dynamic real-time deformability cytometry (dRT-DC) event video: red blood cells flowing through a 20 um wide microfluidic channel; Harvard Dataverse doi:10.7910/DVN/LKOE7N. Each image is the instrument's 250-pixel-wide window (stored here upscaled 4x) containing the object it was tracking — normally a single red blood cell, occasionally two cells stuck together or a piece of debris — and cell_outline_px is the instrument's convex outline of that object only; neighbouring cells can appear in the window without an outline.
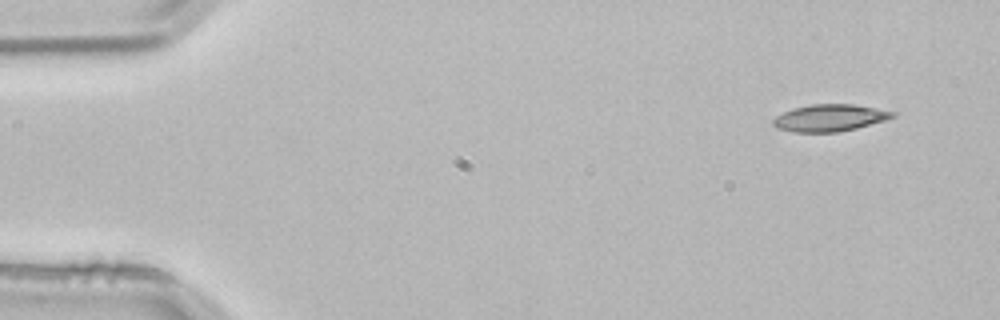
{"species": "common noctule bat (a hibernating species)", "species_latin": "Nyctalus noctula", "temperature_condition": "room temperature", "stored_images_in_passage": 4, "camera_frame_rate_fps": 3000, "um_per_image_px": 0.085, "animal": {"sex": "male", "body_mass_g": 21.5, "forearm_length_mm": 52.0}, "frame": {"image": 1, "passage_image": 1, "time_ms": 0.0, "image_size_px": [1000, 320], "cell_outline_px": [[896, 116], [888, 120], [856, 128], [836, 132], [792, 132], [776, 128], [772, 124], [772, 120], [776, 116], [792, 108], [812, 104], [852, 104], [876, 108], [896, 112]], "centroid_in_image_um": [70.53, 10.02], "position_along_channel_um": 14.5, "area_um2": 18.9}}
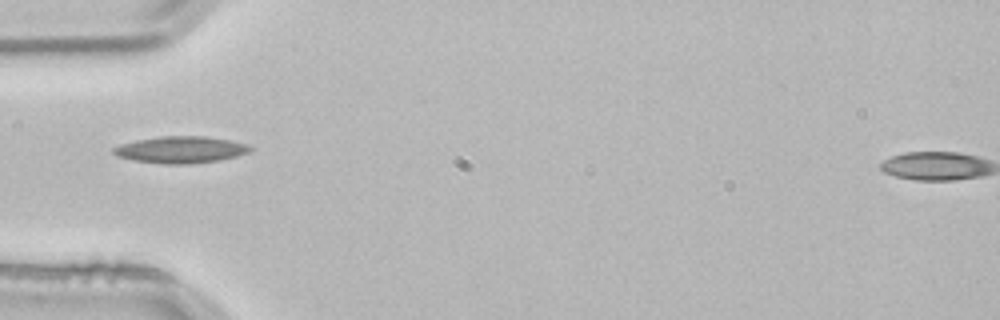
{"frame": {"image": 2, "passage_image": 4, "time_ms": 1.0, "image_size_px": [1000, 320], "cell_outline_px": [[252, 148], [248, 152], [236, 156], [220, 160], [188, 164], [164, 164], [132, 160], [116, 156], [112, 152], [112, 148], [120, 144], [136, 140], [160, 136], [204, 136], [232, 140], [248, 144]], "centroid_in_image_um": [15.34, 12.72], "position_along_channel_um": 69.7, "area_um2": 21.44}}